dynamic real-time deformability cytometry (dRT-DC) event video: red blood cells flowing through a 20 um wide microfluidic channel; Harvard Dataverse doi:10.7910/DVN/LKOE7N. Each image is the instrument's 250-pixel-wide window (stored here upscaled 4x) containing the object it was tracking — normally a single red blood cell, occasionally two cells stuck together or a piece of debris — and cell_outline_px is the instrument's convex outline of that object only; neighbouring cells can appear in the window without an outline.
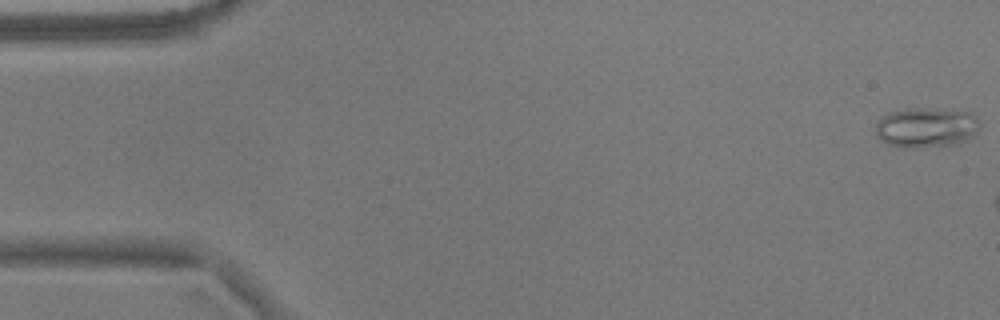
{"species": "common noctule bat (a hibernating species)", "species_latin": "Nyctalus noctula", "temperature_condition": "warm", "stored_images_in_passage": 12, "camera_frame_rate_fps": 3000, "um_per_image_px": 0.085, "animal": {"sex": "male", "body_mass_g": 17.9}, "frame": {"image": 1, "passage_image": 1, "time_ms": 0.0, "image_size_px": [1000, 320], "cell_outline_px": [[980, 124], [976, 132], [968, 140], [960, 144], [916, 148], [904, 148], [888, 144], [880, 140], [876, 136], [876, 124], [880, 116], [888, 112], [920, 108], [972, 112], [976, 116]], "centroid_in_image_um": [78.73, 10.86], "position_along_channel_um": 6.3, "area_um2": 24.51}}